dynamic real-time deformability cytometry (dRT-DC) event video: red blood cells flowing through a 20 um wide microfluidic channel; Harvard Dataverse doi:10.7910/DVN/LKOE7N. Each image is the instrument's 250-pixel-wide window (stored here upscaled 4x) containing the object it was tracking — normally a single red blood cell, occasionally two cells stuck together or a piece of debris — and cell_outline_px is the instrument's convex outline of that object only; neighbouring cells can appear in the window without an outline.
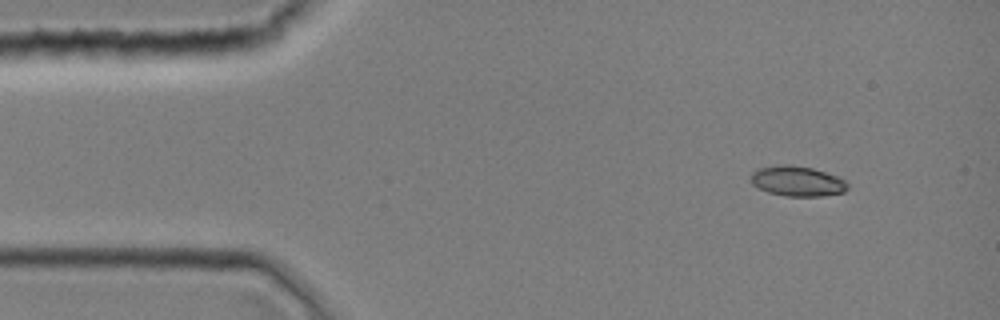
{"species": "common noctule bat (a hibernating species)", "species_latin": "Nyctalus noctula", "temperature_condition": "room temperature", "stored_images_in_passage": 1, "camera_frame_rate_fps": 3000, "um_per_image_px": 0.085, "animal": {"sex": "female", "body_mass_g": 19.0, "forearm_length_mm": 51.5}, "frame": {"image": 1, "passage_image": 1, "time_ms": 0.0, "image_size_px": [1000, 320], "cell_outline_px": [[848, 188], [844, 192], [820, 196], [788, 196], [768, 192], [752, 184], [752, 172], [756, 168], [776, 164], [788, 164], [812, 168], [836, 176], [844, 180], [848, 184]], "centroid_in_image_um": [67.75, 15.38], "position_along_channel_um": 17.3, "area_um2": 16.94}}